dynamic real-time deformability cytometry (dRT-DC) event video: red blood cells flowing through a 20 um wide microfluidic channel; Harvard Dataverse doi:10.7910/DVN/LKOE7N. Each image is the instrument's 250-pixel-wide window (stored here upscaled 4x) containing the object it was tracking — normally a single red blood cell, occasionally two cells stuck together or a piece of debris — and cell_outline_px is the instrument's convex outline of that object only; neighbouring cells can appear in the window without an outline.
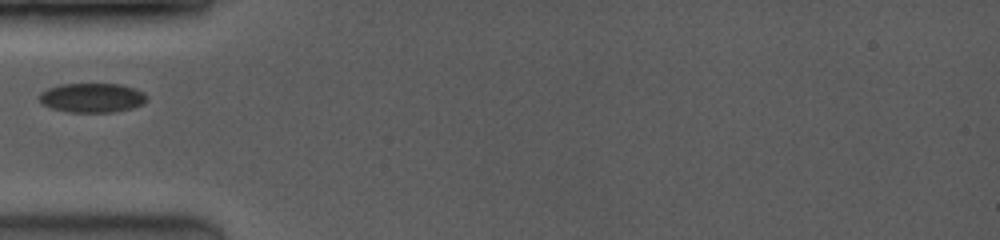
{"species": "common noctule bat (a hibernating species)", "species_latin": "Nyctalus noctula", "temperature_condition": "room temperature", "stored_images_in_passage": 1, "camera_frame_rate_fps": 3500, "um_per_image_px": 0.085, "animal": {"sex": "female", "body_mass_g": 19.0, "forearm_length_mm": 53.3}, "frame": {"image": 1, "passage_image": 1, "time_ms": 0.0, "image_size_px": [1000, 240], "cell_outline_px": [[148, 96], [144, 104], [132, 108], [116, 112], [68, 112], [48, 108], [40, 104], [36, 96], [40, 92], [48, 88], [60, 84], [120, 84], [144, 92]], "centroid_in_image_um": [7.77, 8.32], "position_along_channel_um": 77.2, "area_um2": 18.79}}